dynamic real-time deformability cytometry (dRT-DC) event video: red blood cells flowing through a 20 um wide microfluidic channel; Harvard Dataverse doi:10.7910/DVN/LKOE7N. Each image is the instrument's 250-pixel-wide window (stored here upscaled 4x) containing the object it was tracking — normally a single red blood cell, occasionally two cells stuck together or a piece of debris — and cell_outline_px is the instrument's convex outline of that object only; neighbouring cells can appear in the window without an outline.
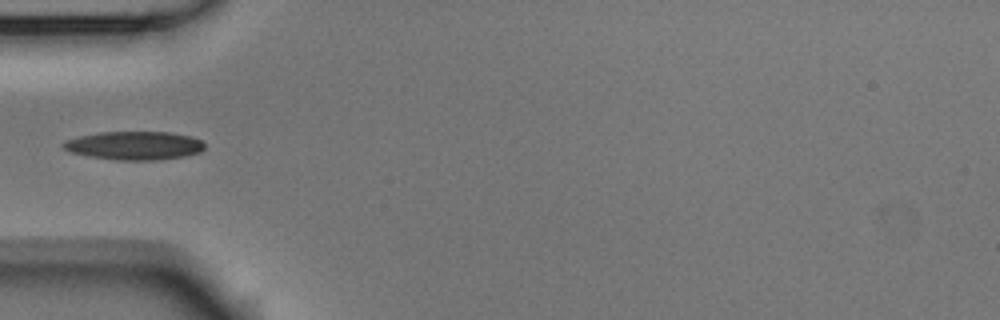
{"species": "Egyptian fruit bat (a non-hibernating species)", "species_latin": "Rousettus aegyptiacus", "temperature_condition": "room temperature", "stored_images_in_passage": 5, "camera_frame_rate_fps": 3000, "um_per_image_px": 0.085, "animal": {"sex": "male"}, "frame": {"image": 1, "passage_image": 5, "time_ms": 1.333, "image_size_px": [1000, 320], "cell_outline_px": [[204, 148], [200, 152], [184, 156], [160, 160], [116, 160], [88, 156], [72, 152], [64, 148], [60, 144], [64, 140], [80, 136], [100, 132], [168, 132], [192, 136], [200, 140], [204, 144]], "centroid_in_image_um": [11.41, 12.37], "position_along_channel_um": 73.6, "area_um2": 23.47}}